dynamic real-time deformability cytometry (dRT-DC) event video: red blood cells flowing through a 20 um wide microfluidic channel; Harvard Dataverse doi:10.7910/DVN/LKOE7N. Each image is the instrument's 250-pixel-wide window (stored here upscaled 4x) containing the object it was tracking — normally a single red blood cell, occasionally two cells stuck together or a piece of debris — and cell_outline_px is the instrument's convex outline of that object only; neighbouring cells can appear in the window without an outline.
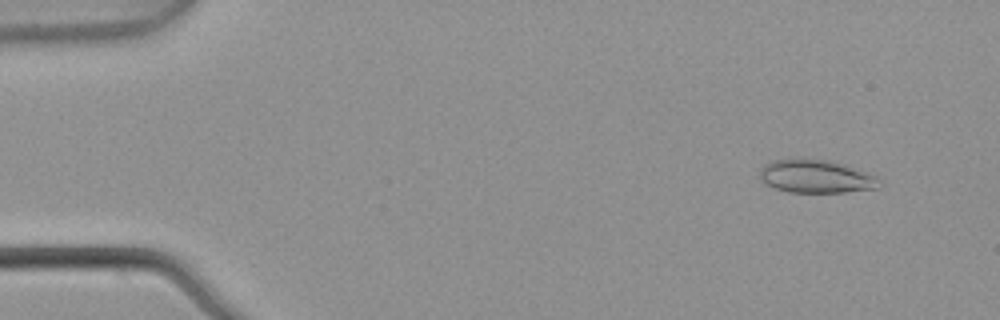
{"species": "common noctule bat (a hibernating species)", "species_latin": "Nyctalus noctula", "temperature_condition": "warm", "stored_images_in_passage": 5, "camera_frame_rate_fps": 3000, "um_per_image_px": 0.085, "animal": {"sex": "male", "body_mass_g": 21.5, "forearm_length_mm": 52.0}, "frame": {"image": 1, "passage_image": 2, "time_ms": 0.333, "image_size_px": [1000, 320], "cell_outline_px": [[880, 180], [876, 188], [844, 192], [788, 192], [776, 188], [760, 180], [760, 168], [764, 164], [772, 160], [828, 160], [876, 176]], "centroid_in_image_um": [69.31, 15.01], "position_along_channel_um": 15.7, "area_um2": 22.37}}